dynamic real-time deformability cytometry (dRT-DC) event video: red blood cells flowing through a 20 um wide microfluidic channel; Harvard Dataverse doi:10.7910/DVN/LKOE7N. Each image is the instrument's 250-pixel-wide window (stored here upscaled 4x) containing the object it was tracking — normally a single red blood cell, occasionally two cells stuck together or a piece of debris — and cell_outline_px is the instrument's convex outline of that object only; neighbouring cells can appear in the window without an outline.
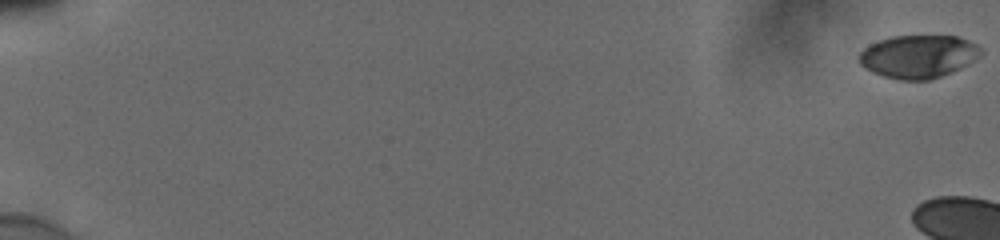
{"species": "human", "species_latin": "Homo sapiens", "temperature_condition": "cold", "stored_images_in_passage": 10, "camera_frame_rate_fps": 3000, "um_per_image_px": 0.085, "donor": {"sex": "male"}, "frame": {"image": 1, "passage_image": 1, "time_ms": 0.0, "image_size_px": [1000, 240], "cell_outline_px": [[984, 52], [976, 60], [952, 72], [928, 80], [900, 80], [884, 76], [872, 72], [860, 64], [860, 52], [864, 48], [880, 40], [892, 36], [956, 36], [968, 40], [984, 48]], "centroid_in_image_um": [78.11, 4.8], "position_along_channel_um": 6.9, "area_um2": 30.52}}